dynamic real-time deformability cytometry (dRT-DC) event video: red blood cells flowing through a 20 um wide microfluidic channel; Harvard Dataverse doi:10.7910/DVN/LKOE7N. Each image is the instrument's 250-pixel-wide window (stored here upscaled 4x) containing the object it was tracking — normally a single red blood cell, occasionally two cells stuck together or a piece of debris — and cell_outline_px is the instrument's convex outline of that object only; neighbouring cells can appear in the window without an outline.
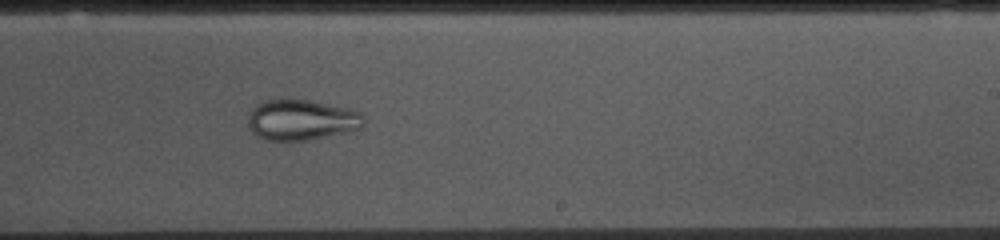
{"species": "common noctule bat (a hibernating species)", "species_latin": "Nyctalus noctula", "temperature_condition": "cold", "stored_images_in_passage": 47, "camera_frame_rate_fps": 3000, "um_per_image_px": 0.085, "animal": {"sex": "female", "body_mass_g": 10.0, "forearm_length_mm": 53.1}, "frame": {"image": 1, "passage_image": 25, "time_ms": 8.0, "image_size_px": [1000, 240], "cell_outline_px": [[364, 128], [308, 140], [264, 140], [256, 136], [248, 128], [248, 112], [256, 104], [264, 100], [308, 100], [356, 108], [364, 116]], "centroid_in_image_um": [25.65, 10.18], "position_along_channel_um": 263.4, "area_um2": 27.86}}
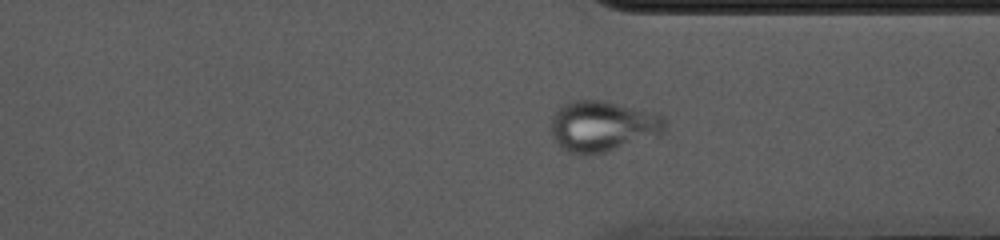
{"frame": {"image": 2, "passage_image": 33, "time_ms": 10.667, "image_size_px": [1000, 240], "cell_outline_px": [[664, 132], [604, 152], [588, 156], [576, 156], [568, 152], [556, 144], [552, 136], [552, 116], [556, 108], [572, 100], [600, 100], [656, 112], [664, 116]], "centroid_in_image_um": [51.15, 10.73], "position_along_channel_um": 360.2, "area_um2": 33.7}}
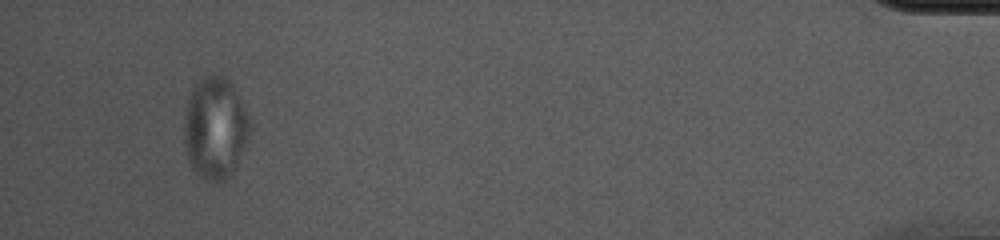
{"frame": {"image": 3, "passage_image": 44, "time_ms": 14.333, "image_size_px": [1000, 240], "cell_outline_px": [[252, 128], [236, 164], [232, 172], [224, 180], [208, 180], [200, 176], [192, 168], [188, 160], [184, 144], [184, 120], [192, 88], [204, 76], [212, 72], [220, 72], [232, 84], [252, 120]], "centroid_in_image_um": [18.3, 10.83], "position_along_channel_um": 416.9, "area_um2": 39.02}}